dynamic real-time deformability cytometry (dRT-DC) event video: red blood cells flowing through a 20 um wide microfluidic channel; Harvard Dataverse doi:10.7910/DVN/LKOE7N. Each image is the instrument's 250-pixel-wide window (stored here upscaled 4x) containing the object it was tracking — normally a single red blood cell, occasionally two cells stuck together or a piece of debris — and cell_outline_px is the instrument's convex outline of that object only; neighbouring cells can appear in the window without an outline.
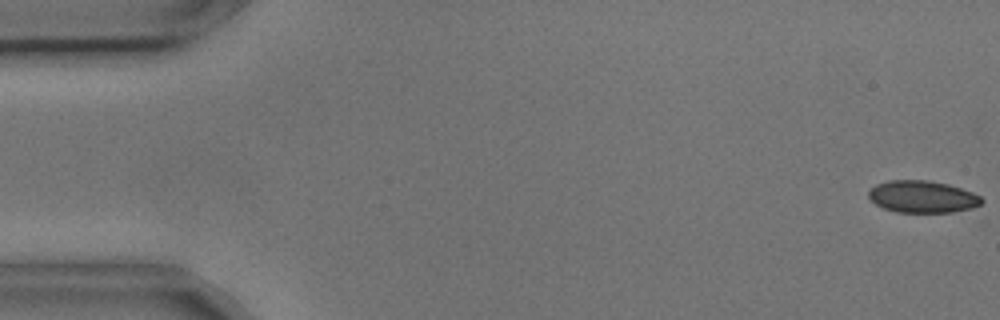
{"species": "common noctule bat (a hibernating species)", "species_latin": "Nyctalus noctula", "temperature_condition": "cold", "stored_images_in_passage": 5, "camera_frame_rate_fps": 3000, "um_per_image_px": 0.085, "animal": {"sex": "male", "body_mass_g": 17.9, "forearm_length_mm": 54.2}, "frame": {"image": 1, "passage_image": 1, "time_ms": 0.0, "image_size_px": [1000, 320], "cell_outline_px": [[984, 200], [980, 204], [972, 208], [952, 212], [896, 212], [884, 208], [876, 204], [868, 196], [868, 192], [876, 184], [888, 180], [928, 180], [948, 184], [972, 192], [980, 196]], "centroid_in_image_um": [78.4, 16.71], "position_along_channel_um": 6.6, "area_um2": 21.04}}